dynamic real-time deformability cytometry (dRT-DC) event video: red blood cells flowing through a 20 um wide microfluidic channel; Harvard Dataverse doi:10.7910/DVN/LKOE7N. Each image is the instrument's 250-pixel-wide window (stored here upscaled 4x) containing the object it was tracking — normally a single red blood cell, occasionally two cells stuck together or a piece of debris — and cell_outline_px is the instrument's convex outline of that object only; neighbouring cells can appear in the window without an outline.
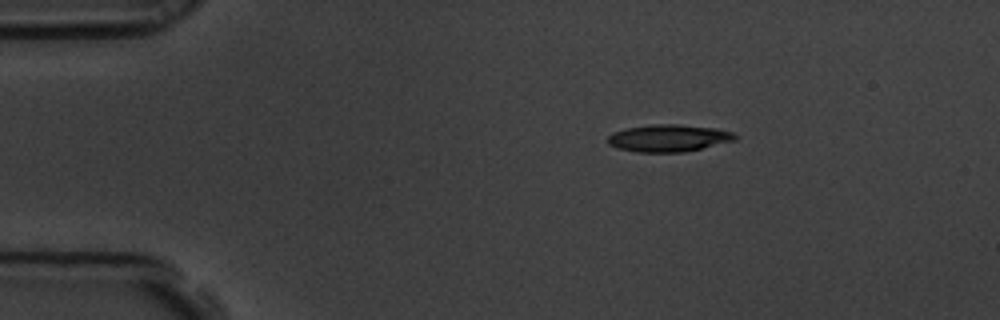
{"species": "common noctule bat (a hibernating species)", "species_latin": "Nyctalus noctula", "temperature_condition": "room temperature", "stored_images_in_passage": 3, "camera_frame_rate_fps": 3000, "um_per_image_px": 0.085, "animal": {"sex": "male", "body_mass_g": 19.5, "forearm_length_mm": 54.6}, "frame": {"image": 1, "passage_image": 1, "time_ms": 0.0, "image_size_px": [1000, 320], "cell_outline_px": [[736, 140], [684, 152], [636, 152], [616, 148], [608, 144], [608, 136], [612, 132], [628, 128], [656, 124], [676, 124], [716, 128], [732, 132], [736, 136]], "centroid_in_image_um": [56.81, 11.74], "position_along_channel_um": 28.2, "area_um2": 20.06}}